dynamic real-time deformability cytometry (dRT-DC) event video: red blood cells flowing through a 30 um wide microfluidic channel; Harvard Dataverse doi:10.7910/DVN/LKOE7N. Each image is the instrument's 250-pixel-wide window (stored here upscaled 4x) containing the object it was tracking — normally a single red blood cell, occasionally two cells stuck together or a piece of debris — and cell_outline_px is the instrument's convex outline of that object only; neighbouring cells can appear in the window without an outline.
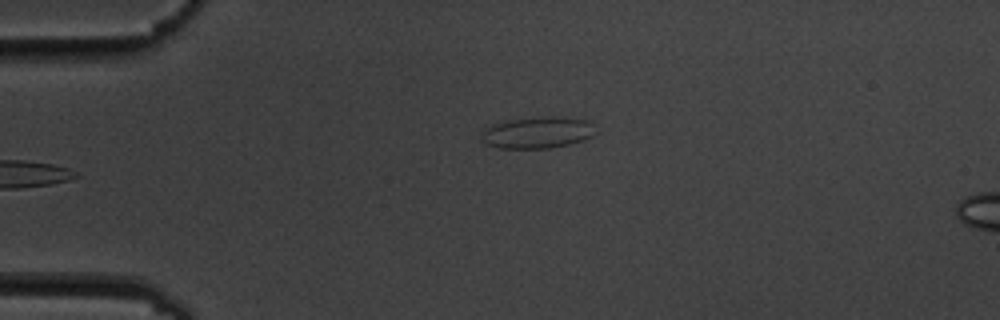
{"species": "common noctule bat (a hibernating species)", "species_latin": "Nyctalus noctula", "temperature_condition": "cold", "stored_images_in_passage": 6, "segment_of_instrument_passage": [2, 2], "camera_frame_rate_fps": 3000, "um_per_image_px": 0.085, "animal": {"sex": "male", "body_mass_g": 19.5, "forearm_length_mm": 54.6}, "frame": {"image": 1, "passage_image": 6, "time_ms": 5.667, "image_size_px": [1000, 320], "cell_outline_px": [[596, 132], [592, 136], [584, 140], [568, 144], [548, 148], [500, 148], [484, 144], [484, 128], [492, 124], [508, 120], [540, 116], [560, 116], [588, 120], [596, 124]], "centroid_in_image_um": [45.76, 11.24], "position_along_channel_um": 39.2, "area_um2": 21.21}}